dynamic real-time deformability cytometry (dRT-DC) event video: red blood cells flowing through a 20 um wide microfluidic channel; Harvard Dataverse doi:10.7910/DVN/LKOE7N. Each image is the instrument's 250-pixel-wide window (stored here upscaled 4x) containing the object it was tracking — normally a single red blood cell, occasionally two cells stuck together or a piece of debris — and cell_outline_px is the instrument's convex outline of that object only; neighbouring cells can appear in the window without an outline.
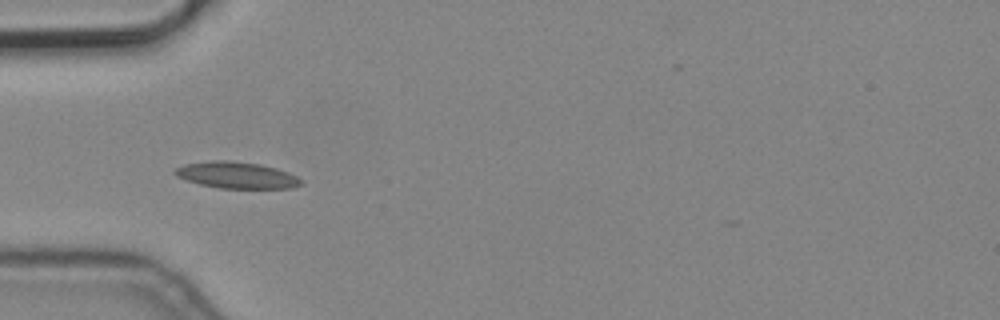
{"species": "common noctule bat (a hibernating species)", "species_latin": "Nyctalus noctula", "temperature_condition": "cold", "stored_images_in_passage": 6, "camera_frame_rate_fps": 3000, "um_per_image_px": 0.085, "animal": {"sex": "male", "body_mass_g": 19.2, "forearm_length_mm": 51.8}, "frame": {"image": 1, "passage_image": 5, "time_ms": 1.333, "image_size_px": [1000, 320], "cell_outline_px": [[304, 184], [292, 188], [220, 188], [200, 184], [176, 176], [172, 172], [176, 168], [184, 164], [212, 160], [228, 160], [260, 164], [276, 168], [288, 172], [296, 176]], "centroid_in_image_um": [20.11, 14.88], "position_along_channel_um": 64.9, "area_um2": 19.42}}